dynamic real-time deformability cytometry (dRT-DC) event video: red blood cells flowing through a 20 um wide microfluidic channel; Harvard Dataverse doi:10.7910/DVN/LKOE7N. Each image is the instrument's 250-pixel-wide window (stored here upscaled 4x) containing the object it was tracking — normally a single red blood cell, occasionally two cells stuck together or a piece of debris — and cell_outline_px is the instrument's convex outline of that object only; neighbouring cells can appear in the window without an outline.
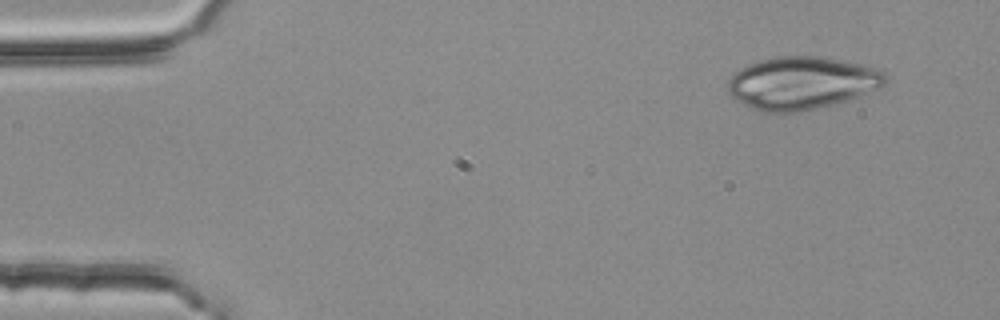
{"species": "common noctule bat (a hibernating species)", "species_latin": "Nyctalus noctula", "temperature_condition": "room temperature", "stored_images_in_passage": 3, "camera_frame_rate_fps": 3000, "um_per_image_px": 0.085, "animal": {"sex": "female", "body_mass_g": 25.1}, "frame": {"image": 1, "passage_image": 1, "time_ms": 0.0, "image_size_px": [1000, 320], "cell_outline_px": [[888, 80], [880, 88], [860, 96], [836, 104], [800, 112], [764, 112], [752, 108], [732, 96], [728, 92], [728, 80], [740, 68], [748, 64], [760, 60], [776, 56], [820, 56], [864, 64], [884, 72], [888, 76]], "centroid_in_image_um": [68.2, 7.05], "position_along_channel_um": 16.8, "area_um2": 48.55}}